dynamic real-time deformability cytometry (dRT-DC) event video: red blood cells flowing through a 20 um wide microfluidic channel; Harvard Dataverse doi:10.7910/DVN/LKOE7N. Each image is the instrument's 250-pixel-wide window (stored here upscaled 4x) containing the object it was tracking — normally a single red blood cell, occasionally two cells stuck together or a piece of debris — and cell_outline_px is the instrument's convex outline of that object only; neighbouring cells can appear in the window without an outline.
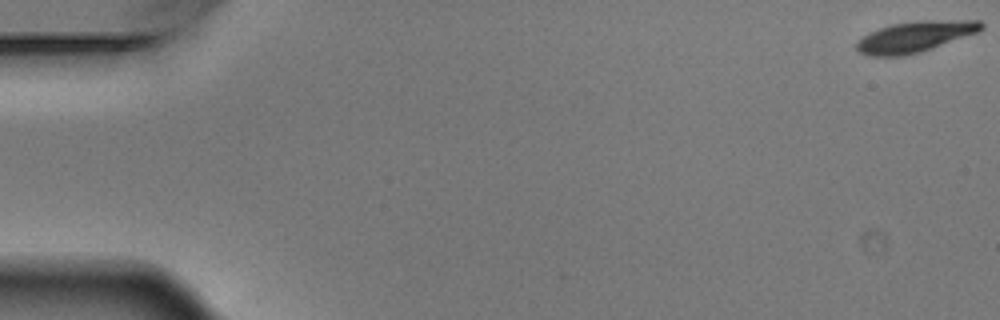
{"species": "Egyptian fruit bat (a non-hibernating species)", "species_latin": "Rousettus aegyptiacus", "temperature_condition": "warm", "stored_images_in_passage": 4, "camera_frame_rate_fps": 3000, "um_per_image_px": 0.085, "animal": {"sex": "male"}, "frame": {"image": 1, "passage_image": 1, "time_ms": 0.0, "image_size_px": [1000, 320], "cell_outline_px": [[984, 28], [980, 32], [920, 52], [904, 56], [872, 56], [860, 52], [856, 48], [856, 44], [868, 32], [892, 24], [916, 20], [980, 20], [984, 24]], "centroid_in_image_um": [77.83, 3.1], "position_along_channel_um": 7.2, "area_um2": 22.54}}